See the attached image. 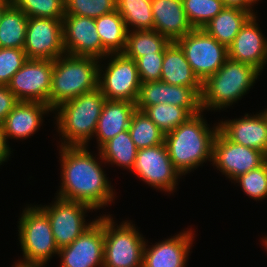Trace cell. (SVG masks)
<instances>
[{"label": "cell", "mask_w": 267, "mask_h": 267, "mask_svg": "<svg viewBox=\"0 0 267 267\" xmlns=\"http://www.w3.org/2000/svg\"><path fill=\"white\" fill-rule=\"evenodd\" d=\"M62 187L57 197L85 203L93 209L113 200L106 175L86 146H60Z\"/></svg>", "instance_id": "6da1fadb"}, {"label": "cell", "mask_w": 267, "mask_h": 267, "mask_svg": "<svg viewBox=\"0 0 267 267\" xmlns=\"http://www.w3.org/2000/svg\"><path fill=\"white\" fill-rule=\"evenodd\" d=\"M201 112L190 117L164 137L168 155L174 167L182 175L205 162V159L212 161L213 143L219 126L211 131L204 122Z\"/></svg>", "instance_id": "7a4b0ae2"}, {"label": "cell", "mask_w": 267, "mask_h": 267, "mask_svg": "<svg viewBox=\"0 0 267 267\" xmlns=\"http://www.w3.org/2000/svg\"><path fill=\"white\" fill-rule=\"evenodd\" d=\"M64 57V58H63ZM99 59L71 54L54 60L48 106L59 105L98 88Z\"/></svg>", "instance_id": "3957f363"}, {"label": "cell", "mask_w": 267, "mask_h": 267, "mask_svg": "<svg viewBox=\"0 0 267 267\" xmlns=\"http://www.w3.org/2000/svg\"><path fill=\"white\" fill-rule=\"evenodd\" d=\"M106 97L99 88L84 93L55 108L57 123L64 143L61 146H86L96 132ZM67 142H66V141ZM66 142V143H65Z\"/></svg>", "instance_id": "277c9868"}, {"label": "cell", "mask_w": 267, "mask_h": 267, "mask_svg": "<svg viewBox=\"0 0 267 267\" xmlns=\"http://www.w3.org/2000/svg\"><path fill=\"white\" fill-rule=\"evenodd\" d=\"M260 71L252 65L226 59L223 66L202 83L201 110H219L241 99L253 86Z\"/></svg>", "instance_id": "5b68a950"}, {"label": "cell", "mask_w": 267, "mask_h": 267, "mask_svg": "<svg viewBox=\"0 0 267 267\" xmlns=\"http://www.w3.org/2000/svg\"><path fill=\"white\" fill-rule=\"evenodd\" d=\"M18 223L23 262L44 265L52 254H58L50 220L40 207L23 210Z\"/></svg>", "instance_id": "8992f818"}, {"label": "cell", "mask_w": 267, "mask_h": 267, "mask_svg": "<svg viewBox=\"0 0 267 267\" xmlns=\"http://www.w3.org/2000/svg\"><path fill=\"white\" fill-rule=\"evenodd\" d=\"M114 223L104 216L103 267H143V237L127 221L117 228Z\"/></svg>", "instance_id": "52a82bcc"}, {"label": "cell", "mask_w": 267, "mask_h": 267, "mask_svg": "<svg viewBox=\"0 0 267 267\" xmlns=\"http://www.w3.org/2000/svg\"><path fill=\"white\" fill-rule=\"evenodd\" d=\"M190 64L193 72L203 83L215 74L228 58V49L202 28L193 29L175 41Z\"/></svg>", "instance_id": "ba28073f"}, {"label": "cell", "mask_w": 267, "mask_h": 267, "mask_svg": "<svg viewBox=\"0 0 267 267\" xmlns=\"http://www.w3.org/2000/svg\"><path fill=\"white\" fill-rule=\"evenodd\" d=\"M112 56L113 59L108 64L103 76L99 65L98 88L106 100L136 103L141 86L136 62L123 53H111Z\"/></svg>", "instance_id": "9c48e42d"}, {"label": "cell", "mask_w": 267, "mask_h": 267, "mask_svg": "<svg viewBox=\"0 0 267 267\" xmlns=\"http://www.w3.org/2000/svg\"><path fill=\"white\" fill-rule=\"evenodd\" d=\"M53 60L28 59L12 76L8 89L18 101L42 102L48 105Z\"/></svg>", "instance_id": "30bf717a"}, {"label": "cell", "mask_w": 267, "mask_h": 267, "mask_svg": "<svg viewBox=\"0 0 267 267\" xmlns=\"http://www.w3.org/2000/svg\"><path fill=\"white\" fill-rule=\"evenodd\" d=\"M23 50L28 59L55 60L66 54L62 20L28 17Z\"/></svg>", "instance_id": "8fae6325"}, {"label": "cell", "mask_w": 267, "mask_h": 267, "mask_svg": "<svg viewBox=\"0 0 267 267\" xmlns=\"http://www.w3.org/2000/svg\"><path fill=\"white\" fill-rule=\"evenodd\" d=\"M266 161L267 155L259 150L231 142L220 131L215 136L212 162L232 180L257 169Z\"/></svg>", "instance_id": "7c38bea8"}, {"label": "cell", "mask_w": 267, "mask_h": 267, "mask_svg": "<svg viewBox=\"0 0 267 267\" xmlns=\"http://www.w3.org/2000/svg\"><path fill=\"white\" fill-rule=\"evenodd\" d=\"M40 208L50 220L54 241L59 249L70 245L93 223H84V211L93 208L82 202L58 197L54 205Z\"/></svg>", "instance_id": "4fadbf2b"}, {"label": "cell", "mask_w": 267, "mask_h": 267, "mask_svg": "<svg viewBox=\"0 0 267 267\" xmlns=\"http://www.w3.org/2000/svg\"><path fill=\"white\" fill-rule=\"evenodd\" d=\"M147 184L171 192L175 189L180 172L174 167L165 143L138 149L132 168Z\"/></svg>", "instance_id": "5bb4252c"}, {"label": "cell", "mask_w": 267, "mask_h": 267, "mask_svg": "<svg viewBox=\"0 0 267 267\" xmlns=\"http://www.w3.org/2000/svg\"><path fill=\"white\" fill-rule=\"evenodd\" d=\"M61 267H103L104 263V216L93 221L70 245L58 251Z\"/></svg>", "instance_id": "9a60e30c"}, {"label": "cell", "mask_w": 267, "mask_h": 267, "mask_svg": "<svg viewBox=\"0 0 267 267\" xmlns=\"http://www.w3.org/2000/svg\"><path fill=\"white\" fill-rule=\"evenodd\" d=\"M63 46L67 54L101 59L110 54L102 47L95 19L65 15L62 20Z\"/></svg>", "instance_id": "2e32d148"}, {"label": "cell", "mask_w": 267, "mask_h": 267, "mask_svg": "<svg viewBox=\"0 0 267 267\" xmlns=\"http://www.w3.org/2000/svg\"><path fill=\"white\" fill-rule=\"evenodd\" d=\"M160 103L184 107L192 115L202 111L200 96L191 87L171 85L162 81L141 83L136 108L144 111L148 106Z\"/></svg>", "instance_id": "e0dca14e"}, {"label": "cell", "mask_w": 267, "mask_h": 267, "mask_svg": "<svg viewBox=\"0 0 267 267\" xmlns=\"http://www.w3.org/2000/svg\"><path fill=\"white\" fill-rule=\"evenodd\" d=\"M255 18L252 15L246 21L227 49L230 59L252 65L261 72L267 62V40L259 31Z\"/></svg>", "instance_id": "ac0fdd59"}, {"label": "cell", "mask_w": 267, "mask_h": 267, "mask_svg": "<svg viewBox=\"0 0 267 267\" xmlns=\"http://www.w3.org/2000/svg\"><path fill=\"white\" fill-rule=\"evenodd\" d=\"M219 131L231 142L254 148L267 155V110L256 116L218 124Z\"/></svg>", "instance_id": "d6986e66"}, {"label": "cell", "mask_w": 267, "mask_h": 267, "mask_svg": "<svg viewBox=\"0 0 267 267\" xmlns=\"http://www.w3.org/2000/svg\"><path fill=\"white\" fill-rule=\"evenodd\" d=\"M153 30L171 42L184 37L194 28L187 19L182 0H151Z\"/></svg>", "instance_id": "ffe728a7"}, {"label": "cell", "mask_w": 267, "mask_h": 267, "mask_svg": "<svg viewBox=\"0 0 267 267\" xmlns=\"http://www.w3.org/2000/svg\"><path fill=\"white\" fill-rule=\"evenodd\" d=\"M53 111L47 104L34 101H18L2 125L7 143L9 137L27 138L34 134L42 121V114Z\"/></svg>", "instance_id": "44dd1931"}, {"label": "cell", "mask_w": 267, "mask_h": 267, "mask_svg": "<svg viewBox=\"0 0 267 267\" xmlns=\"http://www.w3.org/2000/svg\"><path fill=\"white\" fill-rule=\"evenodd\" d=\"M192 233L185 231L176 237L157 243L143 250V267H185Z\"/></svg>", "instance_id": "7402d4cb"}, {"label": "cell", "mask_w": 267, "mask_h": 267, "mask_svg": "<svg viewBox=\"0 0 267 267\" xmlns=\"http://www.w3.org/2000/svg\"><path fill=\"white\" fill-rule=\"evenodd\" d=\"M160 81L191 87L199 96L202 92V82L193 72L184 52L175 41L170 42L164 51Z\"/></svg>", "instance_id": "603a6c76"}, {"label": "cell", "mask_w": 267, "mask_h": 267, "mask_svg": "<svg viewBox=\"0 0 267 267\" xmlns=\"http://www.w3.org/2000/svg\"><path fill=\"white\" fill-rule=\"evenodd\" d=\"M136 104L129 101L106 100L98 119L96 132L99 147L128 130L132 115L136 111Z\"/></svg>", "instance_id": "cb8c5ba5"}, {"label": "cell", "mask_w": 267, "mask_h": 267, "mask_svg": "<svg viewBox=\"0 0 267 267\" xmlns=\"http://www.w3.org/2000/svg\"><path fill=\"white\" fill-rule=\"evenodd\" d=\"M251 16L252 14L249 11L225 7L202 29L228 48L241 27Z\"/></svg>", "instance_id": "d4e9b609"}, {"label": "cell", "mask_w": 267, "mask_h": 267, "mask_svg": "<svg viewBox=\"0 0 267 267\" xmlns=\"http://www.w3.org/2000/svg\"><path fill=\"white\" fill-rule=\"evenodd\" d=\"M102 47L109 53H122L125 49L128 30L120 13L115 10L95 19Z\"/></svg>", "instance_id": "484cf974"}, {"label": "cell", "mask_w": 267, "mask_h": 267, "mask_svg": "<svg viewBox=\"0 0 267 267\" xmlns=\"http://www.w3.org/2000/svg\"><path fill=\"white\" fill-rule=\"evenodd\" d=\"M129 32L122 53L134 61L145 55L164 53L171 42L155 30H133V32Z\"/></svg>", "instance_id": "4316f807"}, {"label": "cell", "mask_w": 267, "mask_h": 267, "mask_svg": "<svg viewBox=\"0 0 267 267\" xmlns=\"http://www.w3.org/2000/svg\"><path fill=\"white\" fill-rule=\"evenodd\" d=\"M28 16L13 4L3 13L0 21V48H23Z\"/></svg>", "instance_id": "83f0119b"}, {"label": "cell", "mask_w": 267, "mask_h": 267, "mask_svg": "<svg viewBox=\"0 0 267 267\" xmlns=\"http://www.w3.org/2000/svg\"><path fill=\"white\" fill-rule=\"evenodd\" d=\"M100 158L111 164L115 163L118 166H124L131 169L134 166L138 148L135 146L132 138L125 130L114 136L112 139L104 143L100 148Z\"/></svg>", "instance_id": "f1b7e54d"}, {"label": "cell", "mask_w": 267, "mask_h": 267, "mask_svg": "<svg viewBox=\"0 0 267 267\" xmlns=\"http://www.w3.org/2000/svg\"><path fill=\"white\" fill-rule=\"evenodd\" d=\"M128 132L138 149L164 143L165 134L144 111L138 109L132 115Z\"/></svg>", "instance_id": "f546056e"}, {"label": "cell", "mask_w": 267, "mask_h": 267, "mask_svg": "<svg viewBox=\"0 0 267 267\" xmlns=\"http://www.w3.org/2000/svg\"><path fill=\"white\" fill-rule=\"evenodd\" d=\"M116 10L128 25L136 30H153L151 0H116Z\"/></svg>", "instance_id": "4dcf8cb0"}, {"label": "cell", "mask_w": 267, "mask_h": 267, "mask_svg": "<svg viewBox=\"0 0 267 267\" xmlns=\"http://www.w3.org/2000/svg\"><path fill=\"white\" fill-rule=\"evenodd\" d=\"M144 112L164 134L171 132L193 116L184 107L166 103L148 106Z\"/></svg>", "instance_id": "1f68e13d"}, {"label": "cell", "mask_w": 267, "mask_h": 267, "mask_svg": "<svg viewBox=\"0 0 267 267\" xmlns=\"http://www.w3.org/2000/svg\"><path fill=\"white\" fill-rule=\"evenodd\" d=\"M187 19L194 29L203 28L224 8L223 0H182Z\"/></svg>", "instance_id": "d6a6232c"}, {"label": "cell", "mask_w": 267, "mask_h": 267, "mask_svg": "<svg viewBox=\"0 0 267 267\" xmlns=\"http://www.w3.org/2000/svg\"><path fill=\"white\" fill-rule=\"evenodd\" d=\"M12 4L28 17L63 20L65 16V0H12Z\"/></svg>", "instance_id": "836d02e7"}, {"label": "cell", "mask_w": 267, "mask_h": 267, "mask_svg": "<svg viewBox=\"0 0 267 267\" xmlns=\"http://www.w3.org/2000/svg\"><path fill=\"white\" fill-rule=\"evenodd\" d=\"M116 10V0H65V15L98 18Z\"/></svg>", "instance_id": "e575fe53"}, {"label": "cell", "mask_w": 267, "mask_h": 267, "mask_svg": "<svg viewBox=\"0 0 267 267\" xmlns=\"http://www.w3.org/2000/svg\"><path fill=\"white\" fill-rule=\"evenodd\" d=\"M243 191L254 199H263L267 196V161L260 167L237 177Z\"/></svg>", "instance_id": "d590c367"}, {"label": "cell", "mask_w": 267, "mask_h": 267, "mask_svg": "<svg viewBox=\"0 0 267 267\" xmlns=\"http://www.w3.org/2000/svg\"><path fill=\"white\" fill-rule=\"evenodd\" d=\"M27 60L23 48H0V85L7 86Z\"/></svg>", "instance_id": "8d00e7d4"}, {"label": "cell", "mask_w": 267, "mask_h": 267, "mask_svg": "<svg viewBox=\"0 0 267 267\" xmlns=\"http://www.w3.org/2000/svg\"><path fill=\"white\" fill-rule=\"evenodd\" d=\"M164 53L150 54L135 60L141 83L160 81Z\"/></svg>", "instance_id": "74e56055"}, {"label": "cell", "mask_w": 267, "mask_h": 267, "mask_svg": "<svg viewBox=\"0 0 267 267\" xmlns=\"http://www.w3.org/2000/svg\"><path fill=\"white\" fill-rule=\"evenodd\" d=\"M18 102L15 95L8 89V86L0 85V124H2Z\"/></svg>", "instance_id": "f35d334b"}, {"label": "cell", "mask_w": 267, "mask_h": 267, "mask_svg": "<svg viewBox=\"0 0 267 267\" xmlns=\"http://www.w3.org/2000/svg\"><path fill=\"white\" fill-rule=\"evenodd\" d=\"M225 7H231V8H239L245 11H249L252 15H254V12L251 10V6L253 5L250 0H223Z\"/></svg>", "instance_id": "ab89813d"}, {"label": "cell", "mask_w": 267, "mask_h": 267, "mask_svg": "<svg viewBox=\"0 0 267 267\" xmlns=\"http://www.w3.org/2000/svg\"><path fill=\"white\" fill-rule=\"evenodd\" d=\"M9 145H7L4 133L2 130V125L0 124V164L7 160L8 156L10 155L11 151L9 150Z\"/></svg>", "instance_id": "60d3db41"}, {"label": "cell", "mask_w": 267, "mask_h": 267, "mask_svg": "<svg viewBox=\"0 0 267 267\" xmlns=\"http://www.w3.org/2000/svg\"><path fill=\"white\" fill-rule=\"evenodd\" d=\"M43 267L42 264H38V263H26V262H19V263H16V266L15 267Z\"/></svg>", "instance_id": "b9f144b4"}, {"label": "cell", "mask_w": 267, "mask_h": 267, "mask_svg": "<svg viewBox=\"0 0 267 267\" xmlns=\"http://www.w3.org/2000/svg\"><path fill=\"white\" fill-rule=\"evenodd\" d=\"M12 4H0V21L3 16L4 11Z\"/></svg>", "instance_id": "7bdbcfd3"}, {"label": "cell", "mask_w": 267, "mask_h": 267, "mask_svg": "<svg viewBox=\"0 0 267 267\" xmlns=\"http://www.w3.org/2000/svg\"><path fill=\"white\" fill-rule=\"evenodd\" d=\"M0 4H12V0H0Z\"/></svg>", "instance_id": "ee69618b"}, {"label": "cell", "mask_w": 267, "mask_h": 267, "mask_svg": "<svg viewBox=\"0 0 267 267\" xmlns=\"http://www.w3.org/2000/svg\"><path fill=\"white\" fill-rule=\"evenodd\" d=\"M263 243H265L264 245L266 246V248H267V237L266 238H264V241H263Z\"/></svg>", "instance_id": "f6af8a7d"}, {"label": "cell", "mask_w": 267, "mask_h": 267, "mask_svg": "<svg viewBox=\"0 0 267 267\" xmlns=\"http://www.w3.org/2000/svg\"><path fill=\"white\" fill-rule=\"evenodd\" d=\"M250 1H251L252 3H254V2L256 3L257 0H250ZM258 1H259V0H258Z\"/></svg>", "instance_id": "bcb514c9"}]
</instances>
